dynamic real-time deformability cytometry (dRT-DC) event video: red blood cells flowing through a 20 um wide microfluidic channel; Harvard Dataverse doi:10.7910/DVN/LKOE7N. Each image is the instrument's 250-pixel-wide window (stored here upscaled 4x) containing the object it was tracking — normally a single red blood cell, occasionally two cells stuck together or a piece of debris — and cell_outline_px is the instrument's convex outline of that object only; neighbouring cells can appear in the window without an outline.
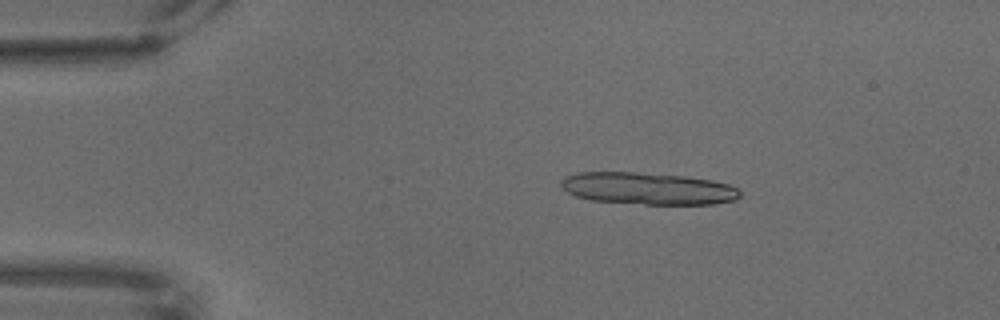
{"species": "common noctule bat (a hibernating species)", "species_latin": "Nyctalus noctula", "temperature_condition": "warm", "stored_images_in_passage": 20, "camera_frame_rate_fps": 3000, "um_per_image_px": 0.085, "animal": {"sex": "male", "body_mass_g": 18.8}, "frame": {"image": 1, "passage_image": 12, "time_ms": 3.667, "image_size_px": [1000, 320], "cell_outline_px": [[740, 196], [736, 200], [712, 204], [644, 204], [592, 200], [576, 196], [568, 192], [560, 184], [560, 180], [564, 176], [580, 172], [636, 172], [684, 176], [712, 180], [728, 184], [736, 188], [740, 192]], "centroid_in_image_um": [55.06, 16.02], "position_along_channel_um": 29.9, "area_um2": 33.35}}